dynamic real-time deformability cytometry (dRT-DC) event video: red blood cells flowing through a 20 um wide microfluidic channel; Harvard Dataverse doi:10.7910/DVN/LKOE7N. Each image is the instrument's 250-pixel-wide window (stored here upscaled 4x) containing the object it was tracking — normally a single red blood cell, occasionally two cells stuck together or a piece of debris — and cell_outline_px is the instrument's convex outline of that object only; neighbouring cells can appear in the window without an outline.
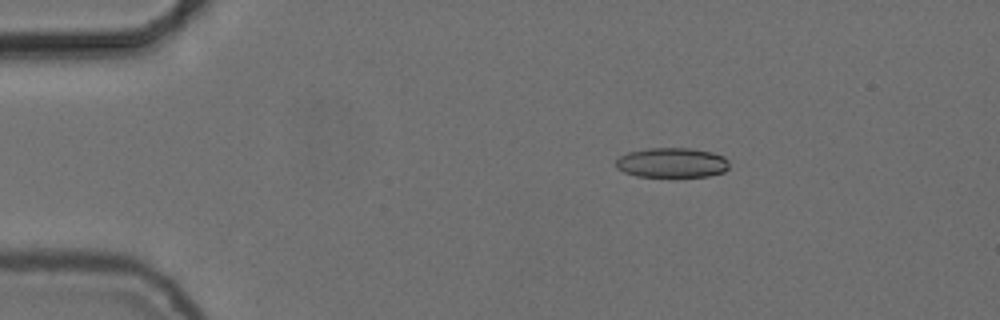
{"species": "common noctule bat (a hibernating species)", "species_latin": "Nyctalus noctula", "temperature_condition": "cold", "stored_images_in_passage": 46, "camera_frame_rate_fps": 3000, "um_per_image_px": 0.085, "animal": {"sex": "female", "body_mass_g": 24.6, "forearm_length_mm": 56.2}, "frame": {"image": 1, "passage_image": 1, "time_ms": 0.0, "image_size_px": [1000, 320], "cell_outline_px": [[728, 168], [724, 172], [708, 176], [636, 176], [624, 172], [616, 168], [616, 160], [620, 156], [628, 152], [648, 148], [692, 148], [712, 152], [724, 156], [728, 160]], "centroid_in_image_um": [57.12, 13.82], "position_along_channel_um": 27.9, "area_um2": 19.71}}
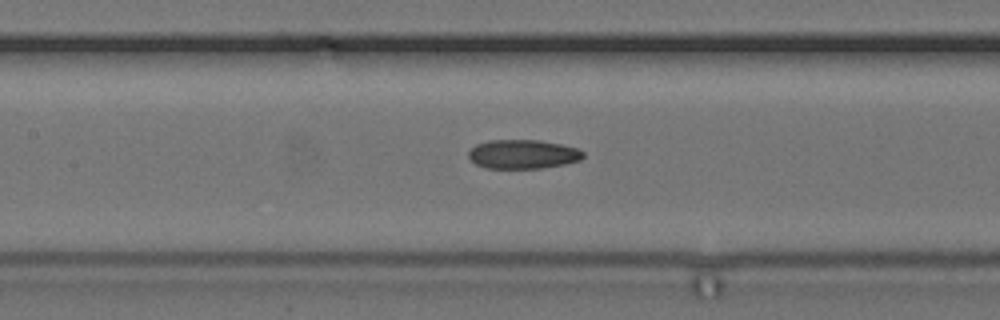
{"frame": {"image": 2, "passage_image": 17, "time_ms": 5.333, "image_size_px": [1000, 320], "cell_outline_px": [[584, 156], [580, 160], [564, 164], [540, 168], [484, 168], [476, 164], [468, 156], [468, 152], [476, 144], [488, 140], [540, 140], [560, 144], [576, 148], [584, 152]], "centroid_in_image_um": [44.43, 13.1], "position_along_channel_um": 163.0, "area_um2": 19.36}}
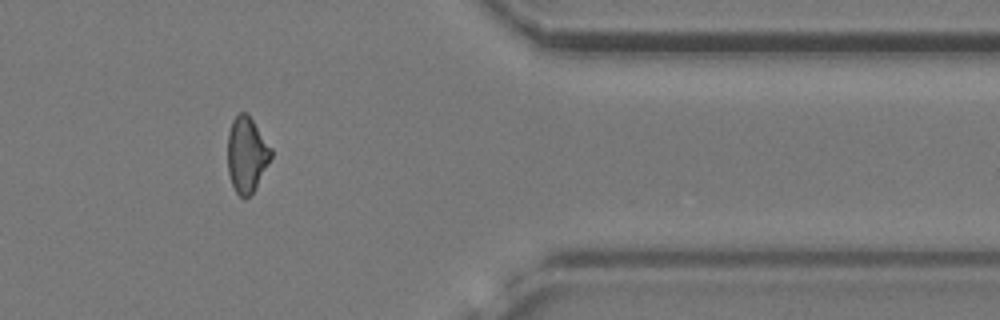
{"frame": {"image": 3, "passage_image": 37, "time_ms": 12.0, "image_size_px": [1000, 320], "cell_outline_px": [[272, 156], [256, 188], [244, 200], [236, 192], [232, 184], [228, 172], [228, 132], [232, 120], [240, 112], [248, 112], [272, 148]], "centroid_in_image_um": [20.98, 13.12], "position_along_channel_um": 390.4, "area_um2": 19.25}, "authors_computed_cell_mechanics": {"area_um2": 19.5942, "velocity_mm_per_s": 3.7265, "shape_relaxation_time_tau1_ms": null, "shape_relaxation_time_tau2_ms": 5.2279, "deformation_change_tau1": null, "deformation_change_tau2": 0.1058}}